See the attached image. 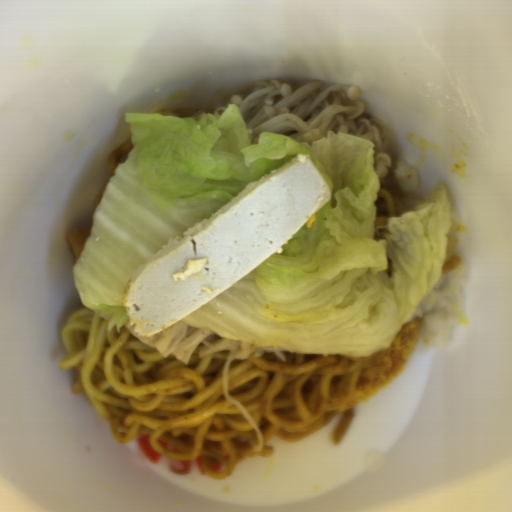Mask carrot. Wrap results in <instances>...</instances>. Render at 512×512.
Masks as SVG:
<instances>
[{
  "instance_id": "2",
  "label": "carrot",
  "mask_w": 512,
  "mask_h": 512,
  "mask_svg": "<svg viewBox=\"0 0 512 512\" xmlns=\"http://www.w3.org/2000/svg\"><path fill=\"white\" fill-rule=\"evenodd\" d=\"M169 471L179 475H187L190 473L191 464L186 459H170L168 463Z\"/></svg>"
},
{
  "instance_id": "5",
  "label": "carrot",
  "mask_w": 512,
  "mask_h": 512,
  "mask_svg": "<svg viewBox=\"0 0 512 512\" xmlns=\"http://www.w3.org/2000/svg\"><path fill=\"white\" fill-rule=\"evenodd\" d=\"M157 442H158V444H159V445H161L162 447H164V448H165V449H167L168 451H172V452H175V453H176V452H182V451H180L179 449H177V448L173 447L172 445H170V444L166 443L165 441H163V440H161V439H160L159 441H157Z\"/></svg>"
},
{
  "instance_id": "3",
  "label": "carrot",
  "mask_w": 512,
  "mask_h": 512,
  "mask_svg": "<svg viewBox=\"0 0 512 512\" xmlns=\"http://www.w3.org/2000/svg\"><path fill=\"white\" fill-rule=\"evenodd\" d=\"M194 461H195V464H196V467L198 469V472H199L200 476L206 475L205 470H204V466H203V455H198L194 459Z\"/></svg>"
},
{
  "instance_id": "1",
  "label": "carrot",
  "mask_w": 512,
  "mask_h": 512,
  "mask_svg": "<svg viewBox=\"0 0 512 512\" xmlns=\"http://www.w3.org/2000/svg\"><path fill=\"white\" fill-rule=\"evenodd\" d=\"M136 440L151 463L159 462L161 455L150 445V435L142 434Z\"/></svg>"
},
{
  "instance_id": "4",
  "label": "carrot",
  "mask_w": 512,
  "mask_h": 512,
  "mask_svg": "<svg viewBox=\"0 0 512 512\" xmlns=\"http://www.w3.org/2000/svg\"><path fill=\"white\" fill-rule=\"evenodd\" d=\"M209 469L214 471H219L222 469L223 463L217 461L216 459L209 460L208 463Z\"/></svg>"
}]
</instances>
